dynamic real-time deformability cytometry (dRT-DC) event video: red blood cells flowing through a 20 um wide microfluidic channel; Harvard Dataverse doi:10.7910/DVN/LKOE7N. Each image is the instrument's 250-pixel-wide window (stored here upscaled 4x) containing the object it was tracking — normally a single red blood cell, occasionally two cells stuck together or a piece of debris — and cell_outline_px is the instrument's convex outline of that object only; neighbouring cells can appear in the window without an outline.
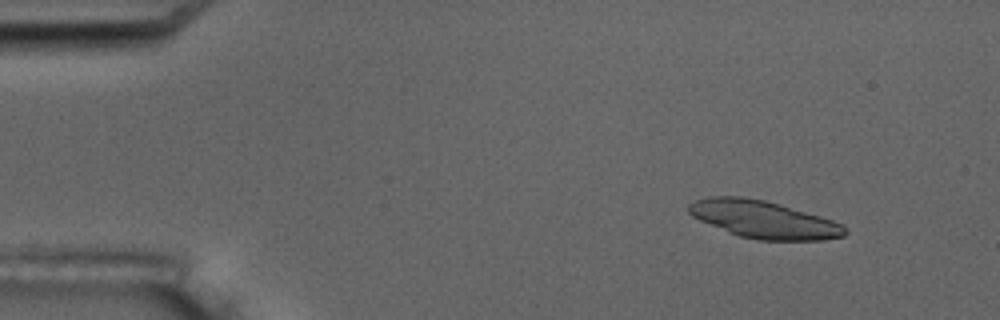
{"species": "common noctule bat (a hibernating species)", "species_latin": "Nyctalus noctula", "temperature_condition": "room temperature", "stored_images_in_passage": 6, "camera_frame_rate_fps": 3000, "um_per_image_px": 0.085, "animal": {"sex": "male", "body_mass_g": 17.5, "forearm_length_mm": 52.3}, "frame": {"image": 1, "passage_image": 2, "time_ms": 1.333, "image_size_px": [1000, 320], "cell_outline_px": [[848, 232], [844, 236], [824, 240], [756, 240], [740, 236], [728, 232], [700, 220], [692, 216], [688, 212], [688, 204], [696, 200], [708, 196], [740, 196], [764, 200], [780, 204], [820, 216], [844, 224]], "centroid_in_image_um": [64.92, 18.66], "position_along_channel_um": 20.1, "area_um2": 34.1}}